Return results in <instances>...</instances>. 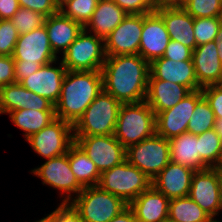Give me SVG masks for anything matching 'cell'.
<instances>
[{"instance_id":"277c9868","label":"cell","mask_w":222,"mask_h":222,"mask_svg":"<svg viewBox=\"0 0 222 222\" xmlns=\"http://www.w3.org/2000/svg\"><path fill=\"white\" fill-rule=\"evenodd\" d=\"M121 103L102 90L73 125L74 136L114 134Z\"/></svg>"},{"instance_id":"5b68a950","label":"cell","mask_w":222,"mask_h":222,"mask_svg":"<svg viewBox=\"0 0 222 222\" xmlns=\"http://www.w3.org/2000/svg\"><path fill=\"white\" fill-rule=\"evenodd\" d=\"M98 186L129 205L151 186V179L125 160L101 173Z\"/></svg>"},{"instance_id":"484cf974","label":"cell","mask_w":222,"mask_h":222,"mask_svg":"<svg viewBox=\"0 0 222 222\" xmlns=\"http://www.w3.org/2000/svg\"><path fill=\"white\" fill-rule=\"evenodd\" d=\"M128 14L112 0H99L95 11L84 27L103 40L124 20Z\"/></svg>"},{"instance_id":"f35d334b","label":"cell","mask_w":222,"mask_h":222,"mask_svg":"<svg viewBox=\"0 0 222 222\" xmlns=\"http://www.w3.org/2000/svg\"><path fill=\"white\" fill-rule=\"evenodd\" d=\"M47 217L50 222H85L70 202H61Z\"/></svg>"},{"instance_id":"9a60e30c","label":"cell","mask_w":222,"mask_h":222,"mask_svg":"<svg viewBox=\"0 0 222 222\" xmlns=\"http://www.w3.org/2000/svg\"><path fill=\"white\" fill-rule=\"evenodd\" d=\"M12 58L14 61L39 63L43 66L56 61L58 56L52 51L47 29L43 25L29 33L19 35Z\"/></svg>"},{"instance_id":"bcb514c9","label":"cell","mask_w":222,"mask_h":222,"mask_svg":"<svg viewBox=\"0 0 222 222\" xmlns=\"http://www.w3.org/2000/svg\"><path fill=\"white\" fill-rule=\"evenodd\" d=\"M109 222H137V220L131 208L127 206L123 211L117 214Z\"/></svg>"},{"instance_id":"7dc6e473","label":"cell","mask_w":222,"mask_h":222,"mask_svg":"<svg viewBox=\"0 0 222 222\" xmlns=\"http://www.w3.org/2000/svg\"><path fill=\"white\" fill-rule=\"evenodd\" d=\"M188 0H158L157 3L167 7H182Z\"/></svg>"},{"instance_id":"b9f144b4","label":"cell","mask_w":222,"mask_h":222,"mask_svg":"<svg viewBox=\"0 0 222 222\" xmlns=\"http://www.w3.org/2000/svg\"><path fill=\"white\" fill-rule=\"evenodd\" d=\"M201 91L213 110L215 118H222V90L216 85H210L202 88Z\"/></svg>"},{"instance_id":"4316f807","label":"cell","mask_w":222,"mask_h":222,"mask_svg":"<svg viewBox=\"0 0 222 222\" xmlns=\"http://www.w3.org/2000/svg\"><path fill=\"white\" fill-rule=\"evenodd\" d=\"M170 162L186 166L194 171L209 168L199 157L197 135L185 132L169 140Z\"/></svg>"},{"instance_id":"52a82bcc","label":"cell","mask_w":222,"mask_h":222,"mask_svg":"<svg viewBox=\"0 0 222 222\" xmlns=\"http://www.w3.org/2000/svg\"><path fill=\"white\" fill-rule=\"evenodd\" d=\"M83 29L75 41L62 54L67 71H101L106 59L104 40Z\"/></svg>"},{"instance_id":"4dcf8cb0","label":"cell","mask_w":222,"mask_h":222,"mask_svg":"<svg viewBox=\"0 0 222 222\" xmlns=\"http://www.w3.org/2000/svg\"><path fill=\"white\" fill-rule=\"evenodd\" d=\"M199 140V157L209 168L222 166V139L215 129L197 135Z\"/></svg>"},{"instance_id":"ba28073f","label":"cell","mask_w":222,"mask_h":222,"mask_svg":"<svg viewBox=\"0 0 222 222\" xmlns=\"http://www.w3.org/2000/svg\"><path fill=\"white\" fill-rule=\"evenodd\" d=\"M126 160L151 180L170 162L169 140L154 134L126 149Z\"/></svg>"},{"instance_id":"e575fe53","label":"cell","mask_w":222,"mask_h":222,"mask_svg":"<svg viewBox=\"0 0 222 222\" xmlns=\"http://www.w3.org/2000/svg\"><path fill=\"white\" fill-rule=\"evenodd\" d=\"M182 8L194 19L222 17V0H188Z\"/></svg>"},{"instance_id":"d6a6232c","label":"cell","mask_w":222,"mask_h":222,"mask_svg":"<svg viewBox=\"0 0 222 222\" xmlns=\"http://www.w3.org/2000/svg\"><path fill=\"white\" fill-rule=\"evenodd\" d=\"M99 0H70L59 11L83 27L90 21Z\"/></svg>"},{"instance_id":"cb8c5ba5","label":"cell","mask_w":222,"mask_h":222,"mask_svg":"<svg viewBox=\"0 0 222 222\" xmlns=\"http://www.w3.org/2000/svg\"><path fill=\"white\" fill-rule=\"evenodd\" d=\"M170 199L152 185L128 206L137 222H163L168 218Z\"/></svg>"},{"instance_id":"7402d4cb","label":"cell","mask_w":222,"mask_h":222,"mask_svg":"<svg viewBox=\"0 0 222 222\" xmlns=\"http://www.w3.org/2000/svg\"><path fill=\"white\" fill-rule=\"evenodd\" d=\"M192 61L199 87L216 85L222 78V64L218 56L216 40L196 46Z\"/></svg>"},{"instance_id":"9c48e42d","label":"cell","mask_w":222,"mask_h":222,"mask_svg":"<svg viewBox=\"0 0 222 222\" xmlns=\"http://www.w3.org/2000/svg\"><path fill=\"white\" fill-rule=\"evenodd\" d=\"M34 152L44 159L64 155L75 142L73 125L67 121L56 118L39 132L26 139Z\"/></svg>"},{"instance_id":"3957f363","label":"cell","mask_w":222,"mask_h":222,"mask_svg":"<svg viewBox=\"0 0 222 222\" xmlns=\"http://www.w3.org/2000/svg\"><path fill=\"white\" fill-rule=\"evenodd\" d=\"M155 133V113L146 101L121 104L114 136L126 149Z\"/></svg>"},{"instance_id":"e0dca14e","label":"cell","mask_w":222,"mask_h":222,"mask_svg":"<svg viewBox=\"0 0 222 222\" xmlns=\"http://www.w3.org/2000/svg\"><path fill=\"white\" fill-rule=\"evenodd\" d=\"M57 60L49 64L43 65L34 74L29 75L20 84L50 101L54 106L56 105L61 89L62 82L67 72L65 66L60 61L59 66H53Z\"/></svg>"},{"instance_id":"f5cc1de1","label":"cell","mask_w":222,"mask_h":222,"mask_svg":"<svg viewBox=\"0 0 222 222\" xmlns=\"http://www.w3.org/2000/svg\"><path fill=\"white\" fill-rule=\"evenodd\" d=\"M35 222H50V219L46 216V217H43L42 219L35 221Z\"/></svg>"},{"instance_id":"ee69618b","label":"cell","mask_w":222,"mask_h":222,"mask_svg":"<svg viewBox=\"0 0 222 222\" xmlns=\"http://www.w3.org/2000/svg\"><path fill=\"white\" fill-rule=\"evenodd\" d=\"M15 62V82L21 83L29 75L38 71L42 65L39 63H24V61Z\"/></svg>"},{"instance_id":"ffe728a7","label":"cell","mask_w":222,"mask_h":222,"mask_svg":"<svg viewBox=\"0 0 222 222\" xmlns=\"http://www.w3.org/2000/svg\"><path fill=\"white\" fill-rule=\"evenodd\" d=\"M194 170L169 162L163 170L151 180V185L167 198H180L189 195Z\"/></svg>"},{"instance_id":"d590c367","label":"cell","mask_w":222,"mask_h":222,"mask_svg":"<svg viewBox=\"0 0 222 222\" xmlns=\"http://www.w3.org/2000/svg\"><path fill=\"white\" fill-rule=\"evenodd\" d=\"M221 22L222 17L195 18L194 36L196 39V46L216 40Z\"/></svg>"},{"instance_id":"681fc988","label":"cell","mask_w":222,"mask_h":222,"mask_svg":"<svg viewBox=\"0 0 222 222\" xmlns=\"http://www.w3.org/2000/svg\"><path fill=\"white\" fill-rule=\"evenodd\" d=\"M214 129L219 137L222 139V118H216Z\"/></svg>"},{"instance_id":"30bf717a","label":"cell","mask_w":222,"mask_h":222,"mask_svg":"<svg viewBox=\"0 0 222 222\" xmlns=\"http://www.w3.org/2000/svg\"><path fill=\"white\" fill-rule=\"evenodd\" d=\"M31 173L40 177L43 184L59 190L60 195H63L62 198H64L62 202H71L74 195L77 196L84 189L71 170L68 152L64 155L47 159L44 164L34 168ZM72 193H74L73 197Z\"/></svg>"},{"instance_id":"f1b7e54d","label":"cell","mask_w":222,"mask_h":222,"mask_svg":"<svg viewBox=\"0 0 222 222\" xmlns=\"http://www.w3.org/2000/svg\"><path fill=\"white\" fill-rule=\"evenodd\" d=\"M8 114L14 125L25 132L23 134L26 139L56 119L55 111L19 109Z\"/></svg>"},{"instance_id":"83f0119b","label":"cell","mask_w":222,"mask_h":222,"mask_svg":"<svg viewBox=\"0 0 222 222\" xmlns=\"http://www.w3.org/2000/svg\"><path fill=\"white\" fill-rule=\"evenodd\" d=\"M71 170L83 187L97 186L101 173L85 151L74 142L68 149Z\"/></svg>"},{"instance_id":"7a4b0ae2","label":"cell","mask_w":222,"mask_h":222,"mask_svg":"<svg viewBox=\"0 0 222 222\" xmlns=\"http://www.w3.org/2000/svg\"><path fill=\"white\" fill-rule=\"evenodd\" d=\"M103 90L101 71H67L55 116L74 125Z\"/></svg>"},{"instance_id":"7c38bea8","label":"cell","mask_w":222,"mask_h":222,"mask_svg":"<svg viewBox=\"0 0 222 222\" xmlns=\"http://www.w3.org/2000/svg\"><path fill=\"white\" fill-rule=\"evenodd\" d=\"M202 98L203 94L201 89L191 91L174 107L156 114V134L170 140L187 132V126L192 112Z\"/></svg>"},{"instance_id":"816d5d0a","label":"cell","mask_w":222,"mask_h":222,"mask_svg":"<svg viewBox=\"0 0 222 222\" xmlns=\"http://www.w3.org/2000/svg\"><path fill=\"white\" fill-rule=\"evenodd\" d=\"M57 7L60 9L65 3H67L70 0H54Z\"/></svg>"},{"instance_id":"2e32d148","label":"cell","mask_w":222,"mask_h":222,"mask_svg":"<svg viewBox=\"0 0 222 222\" xmlns=\"http://www.w3.org/2000/svg\"><path fill=\"white\" fill-rule=\"evenodd\" d=\"M169 41L170 37L162 18L155 11L143 14L139 55L150 64L163 57Z\"/></svg>"},{"instance_id":"9f6ffc18","label":"cell","mask_w":222,"mask_h":222,"mask_svg":"<svg viewBox=\"0 0 222 222\" xmlns=\"http://www.w3.org/2000/svg\"><path fill=\"white\" fill-rule=\"evenodd\" d=\"M163 222H177V221H174V220H172V219H170V218H167V219L164 220Z\"/></svg>"},{"instance_id":"11a10c76","label":"cell","mask_w":222,"mask_h":222,"mask_svg":"<svg viewBox=\"0 0 222 222\" xmlns=\"http://www.w3.org/2000/svg\"><path fill=\"white\" fill-rule=\"evenodd\" d=\"M206 222H220V221H217L216 219H214V217H211L208 221ZM222 222V221H221Z\"/></svg>"},{"instance_id":"db71d44e","label":"cell","mask_w":222,"mask_h":222,"mask_svg":"<svg viewBox=\"0 0 222 222\" xmlns=\"http://www.w3.org/2000/svg\"><path fill=\"white\" fill-rule=\"evenodd\" d=\"M216 86L222 90V78L218 81V83L216 84Z\"/></svg>"},{"instance_id":"ab89813d","label":"cell","mask_w":222,"mask_h":222,"mask_svg":"<svg viewBox=\"0 0 222 222\" xmlns=\"http://www.w3.org/2000/svg\"><path fill=\"white\" fill-rule=\"evenodd\" d=\"M19 6L39 12L46 17L59 12L54 0H18Z\"/></svg>"},{"instance_id":"836d02e7","label":"cell","mask_w":222,"mask_h":222,"mask_svg":"<svg viewBox=\"0 0 222 222\" xmlns=\"http://www.w3.org/2000/svg\"><path fill=\"white\" fill-rule=\"evenodd\" d=\"M45 19L46 16L39 12L19 7L10 21L14 24L18 34L23 35L43 26Z\"/></svg>"},{"instance_id":"1f68e13d","label":"cell","mask_w":222,"mask_h":222,"mask_svg":"<svg viewBox=\"0 0 222 222\" xmlns=\"http://www.w3.org/2000/svg\"><path fill=\"white\" fill-rule=\"evenodd\" d=\"M215 115L209 103L203 97L196 105L187 126V132L194 135L202 134L214 128Z\"/></svg>"},{"instance_id":"c3c4849f","label":"cell","mask_w":222,"mask_h":222,"mask_svg":"<svg viewBox=\"0 0 222 222\" xmlns=\"http://www.w3.org/2000/svg\"><path fill=\"white\" fill-rule=\"evenodd\" d=\"M216 45L218 49V56L220 58L222 64V22L218 29L217 38H216Z\"/></svg>"},{"instance_id":"60d3db41","label":"cell","mask_w":222,"mask_h":222,"mask_svg":"<svg viewBox=\"0 0 222 222\" xmlns=\"http://www.w3.org/2000/svg\"><path fill=\"white\" fill-rule=\"evenodd\" d=\"M192 54V49L182 45L180 42L170 39L163 57L177 62L192 60Z\"/></svg>"},{"instance_id":"5bb4252c","label":"cell","mask_w":222,"mask_h":222,"mask_svg":"<svg viewBox=\"0 0 222 222\" xmlns=\"http://www.w3.org/2000/svg\"><path fill=\"white\" fill-rule=\"evenodd\" d=\"M211 217L218 216L220 202V168L195 171L188 195Z\"/></svg>"},{"instance_id":"44dd1931","label":"cell","mask_w":222,"mask_h":222,"mask_svg":"<svg viewBox=\"0 0 222 222\" xmlns=\"http://www.w3.org/2000/svg\"><path fill=\"white\" fill-rule=\"evenodd\" d=\"M150 74L155 79L184 85L190 91L201 89L197 82L192 60L174 61L164 57L153 60L150 64Z\"/></svg>"},{"instance_id":"8d00e7d4","label":"cell","mask_w":222,"mask_h":222,"mask_svg":"<svg viewBox=\"0 0 222 222\" xmlns=\"http://www.w3.org/2000/svg\"><path fill=\"white\" fill-rule=\"evenodd\" d=\"M19 34L10 20H0V56H12Z\"/></svg>"},{"instance_id":"f907efd6","label":"cell","mask_w":222,"mask_h":222,"mask_svg":"<svg viewBox=\"0 0 222 222\" xmlns=\"http://www.w3.org/2000/svg\"><path fill=\"white\" fill-rule=\"evenodd\" d=\"M220 202L222 209V166L220 167Z\"/></svg>"},{"instance_id":"4fadbf2b","label":"cell","mask_w":222,"mask_h":222,"mask_svg":"<svg viewBox=\"0 0 222 222\" xmlns=\"http://www.w3.org/2000/svg\"><path fill=\"white\" fill-rule=\"evenodd\" d=\"M143 29V14H128L104 39L107 56L139 54Z\"/></svg>"},{"instance_id":"8fae6325","label":"cell","mask_w":222,"mask_h":222,"mask_svg":"<svg viewBox=\"0 0 222 222\" xmlns=\"http://www.w3.org/2000/svg\"><path fill=\"white\" fill-rule=\"evenodd\" d=\"M74 141L95 163L100 173L126 160V148L112 135L74 136Z\"/></svg>"},{"instance_id":"6da1fadb","label":"cell","mask_w":222,"mask_h":222,"mask_svg":"<svg viewBox=\"0 0 222 222\" xmlns=\"http://www.w3.org/2000/svg\"><path fill=\"white\" fill-rule=\"evenodd\" d=\"M149 63L139 54L107 56L101 69L103 90L121 104L146 100Z\"/></svg>"},{"instance_id":"603a6c76","label":"cell","mask_w":222,"mask_h":222,"mask_svg":"<svg viewBox=\"0 0 222 222\" xmlns=\"http://www.w3.org/2000/svg\"><path fill=\"white\" fill-rule=\"evenodd\" d=\"M191 91L184 85L170 83L165 80L155 79L150 73L146 102L155 115L168 110L178 104Z\"/></svg>"},{"instance_id":"74e56055","label":"cell","mask_w":222,"mask_h":222,"mask_svg":"<svg viewBox=\"0 0 222 222\" xmlns=\"http://www.w3.org/2000/svg\"><path fill=\"white\" fill-rule=\"evenodd\" d=\"M127 14H149L156 10L155 0H112Z\"/></svg>"},{"instance_id":"f546056e","label":"cell","mask_w":222,"mask_h":222,"mask_svg":"<svg viewBox=\"0 0 222 222\" xmlns=\"http://www.w3.org/2000/svg\"><path fill=\"white\" fill-rule=\"evenodd\" d=\"M168 218L177 222H206L211 216L187 196L170 199Z\"/></svg>"},{"instance_id":"f6af8a7d","label":"cell","mask_w":222,"mask_h":222,"mask_svg":"<svg viewBox=\"0 0 222 222\" xmlns=\"http://www.w3.org/2000/svg\"><path fill=\"white\" fill-rule=\"evenodd\" d=\"M19 7L18 0H0V20H10Z\"/></svg>"},{"instance_id":"ac0fdd59","label":"cell","mask_w":222,"mask_h":222,"mask_svg":"<svg viewBox=\"0 0 222 222\" xmlns=\"http://www.w3.org/2000/svg\"><path fill=\"white\" fill-rule=\"evenodd\" d=\"M19 109L55 111L50 101L29 91L20 83L15 82L0 87V114H8Z\"/></svg>"},{"instance_id":"7bdbcfd3","label":"cell","mask_w":222,"mask_h":222,"mask_svg":"<svg viewBox=\"0 0 222 222\" xmlns=\"http://www.w3.org/2000/svg\"><path fill=\"white\" fill-rule=\"evenodd\" d=\"M15 83V62L12 56H0V87Z\"/></svg>"},{"instance_id":"d6986e66","label":"cell","mask_w":222,"mask_h":222,"mask_svg":"<svg viewBox=\"0 0 222 222\" xmlns=\"http://www.w3.org/2000/svg\"><path fill=\"white\" fill-rule=\"evenodd\" d=\"M155 12L162 18L171 40L194 50V18L182 7H167L157 4Z\"/></svg>"},{"instance_id":"d4e9b609","label":"cell","mask_w":222,"mask_h":222,"mask_svg":"<svg viewBox=\"0 0 222 222\" xmlns=\"http://www.w3.org/2000/svg\"><path fill=\"white\" fill-rule=\"evenodd\" d=\"M44 26L48 32L50 46L56 56L61 51L64 53L84 29L80 23L64 16L60 11L46 17Z\"/></svg>"},{"instance_id":"8992f818","label":"cell","mask_w":222,"mask_h":222,"mask_svg":"<svg viewBox=\"0 0 222 222\" xmlns=\"http://www.w3.org/2000/svg\"><path fill=\"white\" fill-rule=\"evenodd\" d=\"M85 222H109L128 204L97 186L84 189L70 202Z\"/></svg>"}]
</instances>
